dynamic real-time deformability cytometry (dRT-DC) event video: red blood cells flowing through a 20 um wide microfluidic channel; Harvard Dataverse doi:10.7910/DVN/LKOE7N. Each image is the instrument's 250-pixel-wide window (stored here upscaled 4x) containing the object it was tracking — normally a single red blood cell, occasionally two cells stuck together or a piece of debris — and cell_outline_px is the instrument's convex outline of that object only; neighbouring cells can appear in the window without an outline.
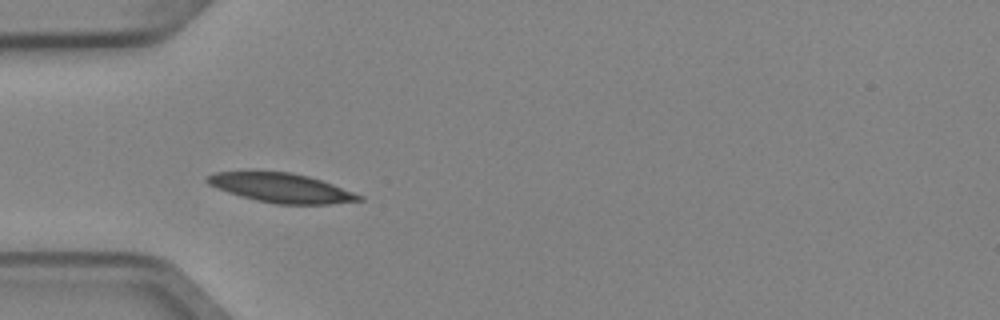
{"species": "Egyptian fruit bat (a non-hibernating species)", "species_latin": "Rousettus aegyptiacus", "temperature_condition": "cold", "stored_images_in_passage": 4, "camera_frame_rate_fps": 3000, "um_per_image_px": 0.085, "animal": {"sex": "female"}, "frame": {"image": 1, "passage_image": 2, "time_ms": 0.333, "image_size_px": [1000, 320], "cell_outline_px": [[364, 200], [328, 204], [276, 204], [256, 200], [240, 196], [228, 192], [208, 184], [204, 180], [208, 176], [216, 172], [292, 172], [308, 176], [332, 184], [364, 196]], "centroid_in_image_um": [23.93, 15.98], "position_along_channel_um": 61.1, "area_um2": 25.61}}
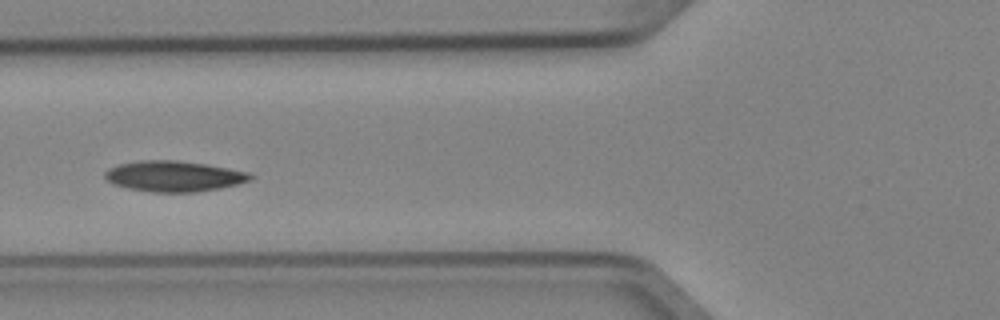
{"frame": {"image": 2, "passage_image": 3, "time_ms": 0.667, "image_size_px": [1000, 320], "cell_outline_px": [[256, 176], [252, 180], [220, 188], [196, 192], [152, 192], [128, 188], [112, 184], [104, 176], [104, 172], [108, 168], [120, 164], [140, 160], [176, 160], [208, 164], [248, 172]], "centroid_in_image_um": [14.79, 14.97], "position_along_channel_um": 111.0, "area_um2": 26.13}}